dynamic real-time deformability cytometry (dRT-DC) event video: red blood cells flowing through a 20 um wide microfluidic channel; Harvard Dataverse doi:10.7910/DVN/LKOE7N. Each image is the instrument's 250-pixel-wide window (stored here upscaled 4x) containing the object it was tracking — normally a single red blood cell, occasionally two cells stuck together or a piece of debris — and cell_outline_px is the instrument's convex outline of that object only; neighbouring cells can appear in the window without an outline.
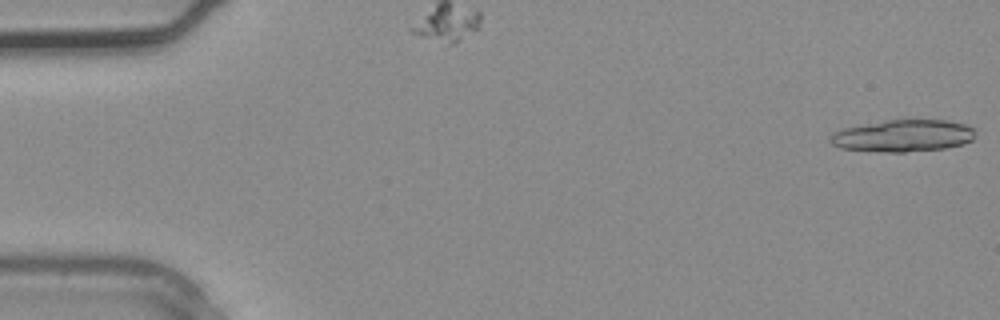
{"species": "common noctule bat (a hibernating species)", "species_latin": "Nyctalus noctula", "temperature_condition": "warm", "stored_images_in_passage": 4, "segment_of_instrument_passage": [1, 2], "camera_frame_rate_fps": 3000, "um_per_image_px": 0.085, "animal": {"sex": "male", "body_mass_g": 20.4}, "frame": {"image": 1, "passage_image": 1, "time_ms": 0.0, "image_size_px": [1000, 320], "cell_outline_px": [[972, 140], [964, 144], [944, 148], [904, 152], [884, 152], [840, 148], [832, 144], [828, 140], [836, 132], [844, 128], [884, 120], [948, 120], [964, 124], [972, 128]], "centroid_in_image_um": [76.74, 11.54], "position_along_channel_um": 8.3, "area_um2": 26.76}}